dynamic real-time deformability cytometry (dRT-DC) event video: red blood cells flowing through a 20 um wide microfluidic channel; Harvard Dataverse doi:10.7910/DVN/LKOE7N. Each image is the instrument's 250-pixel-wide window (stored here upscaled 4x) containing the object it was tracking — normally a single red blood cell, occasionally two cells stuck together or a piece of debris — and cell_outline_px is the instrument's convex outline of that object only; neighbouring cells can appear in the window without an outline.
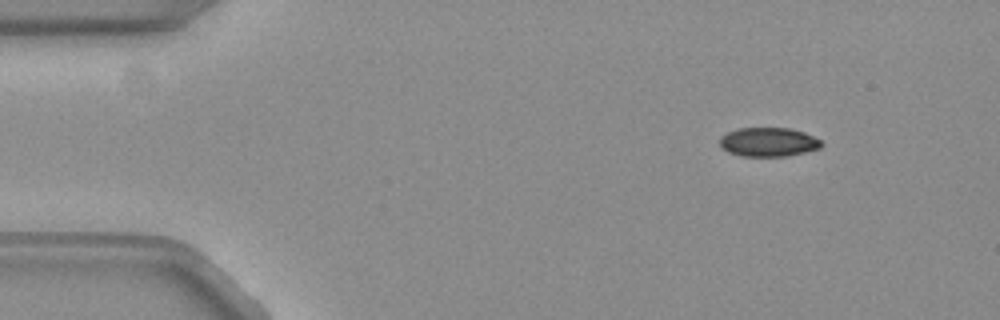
{"species": "common noctule bat (a hibernating species)", "species_latin": "Nyctalus noctula", "temperature_condition": "warm", "stored_images_in_passage": 16, "camera_frame_rate_fps": 3000, "um_per_image_px": 0.085, "animal": {"sex": "female", "body_mass_g": 19.3, "forearm_length_mm": 54.1}, "frame": {"image": 1, "passage_image": 7, "time_ms": 2.0, "image_size_px": [1000, 320], "cell_outline_px": [[824, 144], [820, 148], [804, 152], [784, 156], [744, 156], [728, 152], [720, 144], [720, 140], [728, 132], [740, 128], [788, 128], [804, 132], [820, 140]], "centroid_in_image_um": [65.35, 12.07], "position_along_channel_um": 19.7, "area_um2": 16.88}}